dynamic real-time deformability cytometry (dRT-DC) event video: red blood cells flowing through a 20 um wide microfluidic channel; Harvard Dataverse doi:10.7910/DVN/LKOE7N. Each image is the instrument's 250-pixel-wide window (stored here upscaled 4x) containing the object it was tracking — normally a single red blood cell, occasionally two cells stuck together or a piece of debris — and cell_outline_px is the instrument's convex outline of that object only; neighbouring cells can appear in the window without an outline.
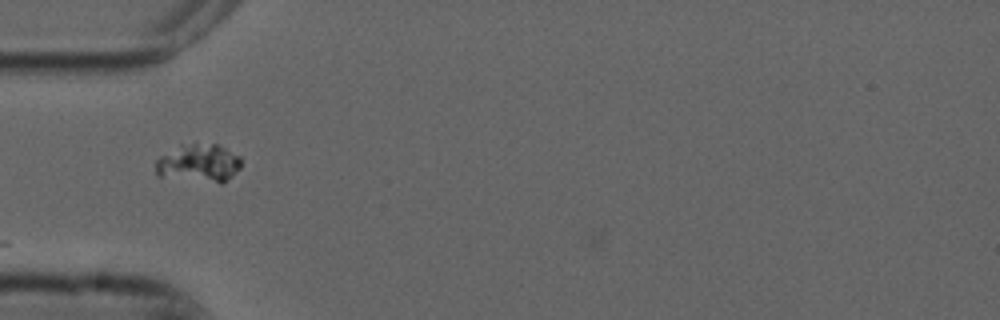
{"species": "common noctule bat (a hibernating species)", "species_latin": "Nyctalus noctula", "temperature_condition": "cold", "stored_images_in_passage": 11, "camera_frame_rate_fps": 3000, "um_per_image_px": 0.085, "animal": {"sex": "male", "forearm_length_mm": 52.5}, "frame": {"image": 1, "passage_image": 1, "time_ms": 0.0, "image_size_px": [1000, 320], "cell_outline_px": [[240, 168], [220, 184], [156, 176], [156, 160], [160, 156], [180, 144], [216, 144], [240, 156]], "centroid_in_image_um": [16.85, 13.88], "position_along_channel_um": 68.1, "area_um2": 18.96}}
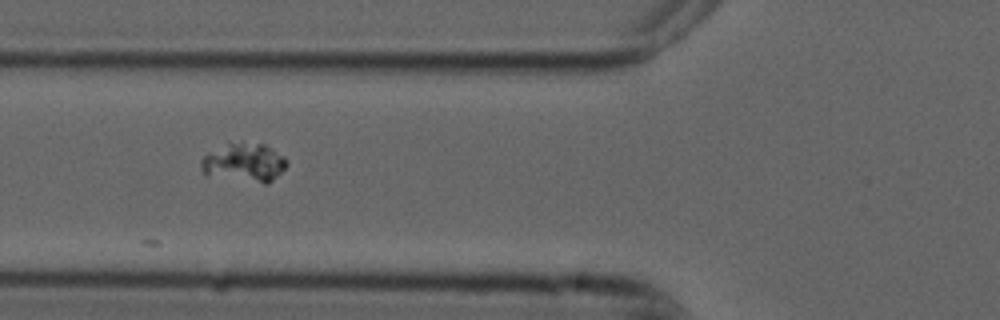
{"frame": {"image": 2, "passage_image": 4, "time_ms": 1.0, "image_size_px": [1000, 320], "cell_outline_px": [[288, 164], [268, 184], [264, 184], [204, 176], [200, 168], [200, 160], [208, 152], [228, 140], [264, 144], [272, 148], [284, 156], [288, 160]], "centroid_in_image_um": [20.69, 13.8], "position_along_channel_um": 105.1, "area_um2": 20.23}}
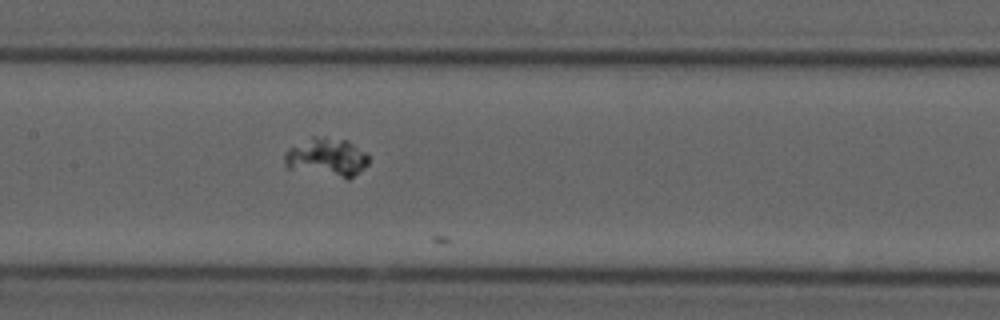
{"frame": {"image": 3, "passage_image": 10, "time_ms": 3.0, "image_size_px": [1000, 320], "cell_outline_px": [[368, 164], [364, 168], [348, 180], [288, 168], [284, 164], [284, 152], [288, 148], [312, 136], [324, 136], [348, 140], [368, 152]], "centroid_in_image_um": [27.79, 13.36], "position_along_channel_um": 179.6, "area_um2": 19.36}}